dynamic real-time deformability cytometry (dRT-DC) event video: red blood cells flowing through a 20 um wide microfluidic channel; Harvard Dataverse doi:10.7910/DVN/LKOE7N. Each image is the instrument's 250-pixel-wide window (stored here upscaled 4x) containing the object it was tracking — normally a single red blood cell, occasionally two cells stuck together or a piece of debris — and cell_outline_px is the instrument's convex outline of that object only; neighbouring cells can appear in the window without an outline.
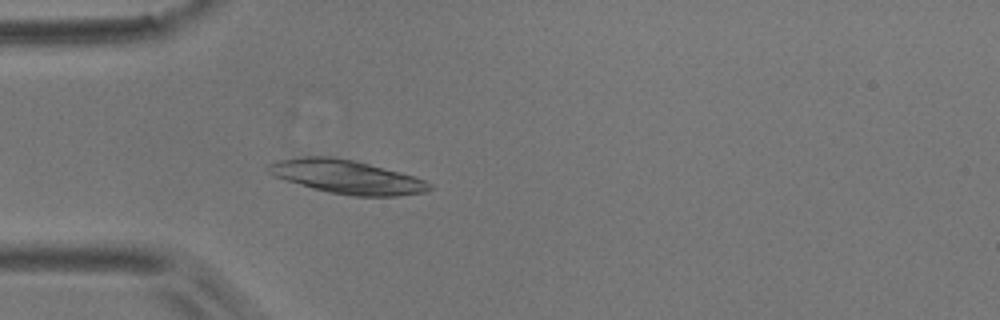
{"species": "common noctule bat (a hibernating species)", "species_latin": "Nyctalus noctula", "temperature_condition": "room temperature", "stored_images_in_passage": 4, "camera_frame_rate_fps": 3000, "um_per_image_px": 0.085, "animal": {"sex": "male", "body_mass_g": 17.9}, "frame": {"image": 1, "passage_image": 4, "time_ms": 4.333, "image_size_px": [1000, 320], "cell_outline_px": [[432, 188], [424, 192], [396, 196], [352, 196], [328, 192], [312, 188], [276, 176], [268, 172], [264, 168], [264, 164], [276, 160], [300, 156], [332, 156], [356, 160], [400, 172], [424, 180], [432, 184]], "centroid_in_image_um": [29.43, 15.01], "position_along_channel_um": 55.6, "area_um2": 31.73}}